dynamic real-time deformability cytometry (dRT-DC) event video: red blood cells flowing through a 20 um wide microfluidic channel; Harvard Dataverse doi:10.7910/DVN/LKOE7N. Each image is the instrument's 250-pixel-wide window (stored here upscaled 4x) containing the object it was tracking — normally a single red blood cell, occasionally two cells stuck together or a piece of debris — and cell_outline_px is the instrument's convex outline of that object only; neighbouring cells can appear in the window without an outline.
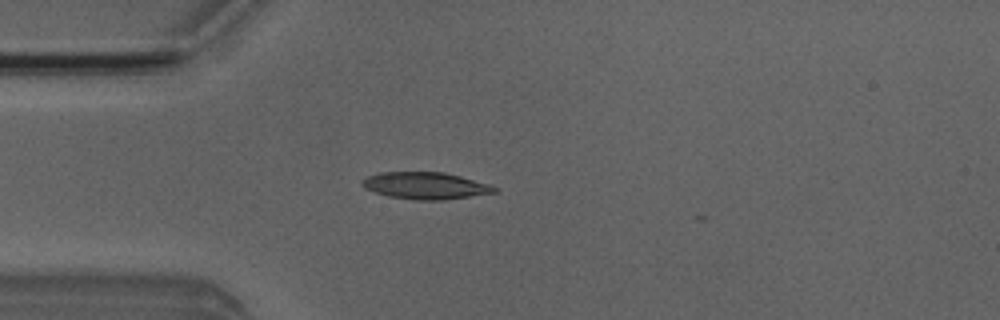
{"species": "Egyptian fruit bat (a non-hibernating species)", "species_latin": "Rousettus aegyptiacus", "temperature_condition": "room temperature", "stored_images_in_passage": 4, "camera_frame_rate_fps": 3000, "um_per_image_px": 0.085, "animal": {"sex": "male"}, "frame": {"image": 1, "passage_image": 3, "time_ms": 3.0, "image_size_px": [1000, 320], "cell_outline_px": [[500, 192], [444, 200], [416, 200], [388, 196], [364, 188], [360, 184], [360, 180], [364, 176], [380, 172], [444, 172], [460, 176], [488, 184], [500, 188]], "centroid_in_image_um": [36.16, 15.78], "position_along_channel_um": 48.8, "area_um2": 21.04}}